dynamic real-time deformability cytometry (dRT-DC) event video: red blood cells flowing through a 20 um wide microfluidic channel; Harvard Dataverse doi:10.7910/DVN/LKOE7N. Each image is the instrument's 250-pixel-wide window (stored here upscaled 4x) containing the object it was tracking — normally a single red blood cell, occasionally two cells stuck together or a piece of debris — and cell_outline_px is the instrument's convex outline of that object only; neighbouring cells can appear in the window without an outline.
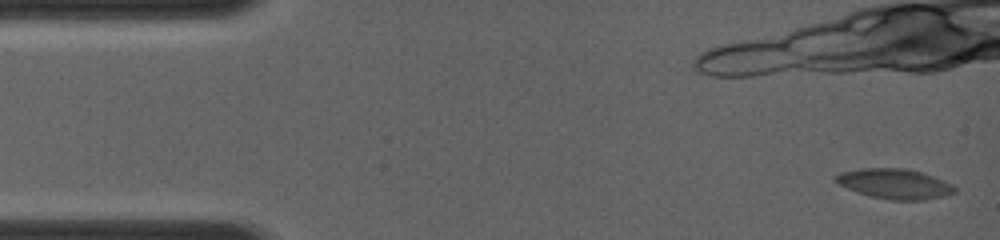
{"species": "common noctule bat (a hibernating species)", "species_latin": "Nyctalus noctula", "temperature_condition": "room temperature", "stored_images_in_passage": 43, "camera_frame_rate_fps": 4000, "um_per_image_px": 0.085, "animal": {"sex": "female", "body_mass_g": 19.0, "forearm_length_mm": 56.7}, "frame": {"image": 1, "passage_image": 1, "time_ms": 0.0, "image_size_px": [1000, 240], "cell_outline_px": [[956, 192], [944, 196], [924, 200], [888, 200], [872, 196], [848, 188], [832, 180], [840, 172], [864, 168], [904, 168], [920, 172], [944, 180], [952, 184], [956, 188]], "centroid_in_image_um": [76.07, 15.62], "position_along_channel_um": 8.9, "area_um2": 20.63}}